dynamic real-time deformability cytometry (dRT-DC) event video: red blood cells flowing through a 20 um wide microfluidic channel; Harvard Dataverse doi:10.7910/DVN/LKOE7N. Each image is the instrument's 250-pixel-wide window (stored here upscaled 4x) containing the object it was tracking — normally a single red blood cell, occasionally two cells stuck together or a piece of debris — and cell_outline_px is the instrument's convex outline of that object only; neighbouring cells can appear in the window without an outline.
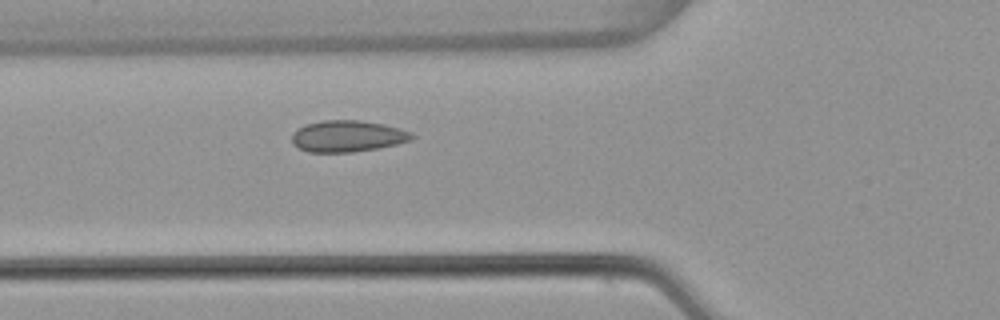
{"species": "common noctule bat (a hibernating species)", "species_latin": "Nyctalus noctula", "temperature_condition": "warm", "stored_images_in_passage": 7, "camera_frame_rate_fps": 3000, "um_per_image_px": 0.085, "animal": {"sex": "female", "body_mass_g": 22.7, "forearm_length_mm": 54.2}, "frame": {"image": 1, "passage_image": 7, "time_ms": 2.0, "image_size_px": [1000, 320], "cell_outline_px": [[416, 136], [412, 140], [396, 144], [376, 148], [352, 152], [308, 152], [292, 144], [292, 132], [296, 128], [308, 124], [324, 120], [360, 120], [384, 124], [400, 128], [412, 132]], "centroid_in_image_um": [29.55, 11.57], "position_along_channel_um": 96.2, "area_um2": 22.08}}